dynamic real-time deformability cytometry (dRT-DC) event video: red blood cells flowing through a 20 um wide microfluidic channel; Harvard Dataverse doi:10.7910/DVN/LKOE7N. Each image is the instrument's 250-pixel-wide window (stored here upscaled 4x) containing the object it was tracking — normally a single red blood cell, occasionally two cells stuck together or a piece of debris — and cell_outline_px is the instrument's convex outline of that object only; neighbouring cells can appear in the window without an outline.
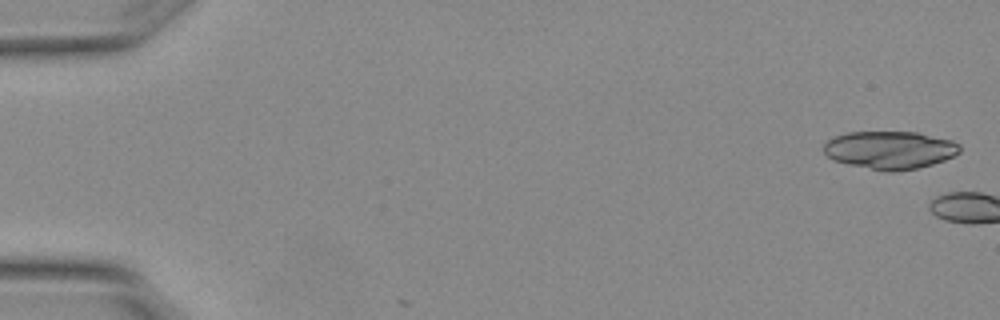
{"species": "Egyptian fruit bat (a non-hibernating species)", "species_latin": "Rousettus aegyptiacus", "temperature_condition": "warm", "stored_images_in_passage": 2, "camera_frame_rate_fps": 3000, "um_per_image_px": 0.085, "animal": {"sex": "female"}, "frame": {"image": 1, "passage_image": 1, "time_ms": 0.0, "image_size_px": [1000, 320], "cell_outline_px": [[960, 152], [944, 160], [932, 164], [916, 168], [892, 172], [888, 172], [848, 164], [832, 160], [824, 152], [824, 144], [828, 140], [836, 136], [848, 132], [916, 132], [952, 140], [960, 144]], "centroid_in_image_um": [75.64, 12.75], "position_along_channel_um": 9.4, "area_um2": 29.88}}